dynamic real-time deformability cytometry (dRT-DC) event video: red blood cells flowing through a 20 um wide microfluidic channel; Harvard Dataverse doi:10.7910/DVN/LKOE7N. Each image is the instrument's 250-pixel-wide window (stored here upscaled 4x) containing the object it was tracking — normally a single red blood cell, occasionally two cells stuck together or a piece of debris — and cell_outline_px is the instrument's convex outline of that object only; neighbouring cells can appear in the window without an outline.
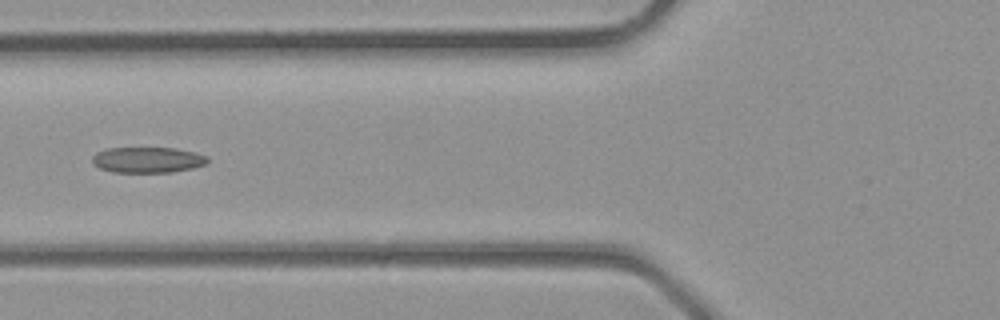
{"species": "common noctule bat (a hibernating species)", "species_latin": "Nyctalus noctula", "temperature_condition": "room temperature", "stored_images_in_passage": 5, "camera_frame_rate_fps": 3000, "um_per_image_px": 0.085, "animal": {"sex": "male", "body_mass_g": 23.1, "forearm_length_mm": 52.7}, "frame": {"image": 1, "passage_image": 5, "time_ms": 1.333, "image_size_px": [1000, 320], "cell_outline_px": [[208, 160], [204, 164], [192, 168], [172, 172], [112, 172], [100, 168], [92, 164], [92, 156], [96, 152], [104, 148], [176, 148], [196, 152], [208, 156]], "centroid_in_image_um": [12.52, 13.58], "position_along_channel_um": 113.3, "area_um2": 17.4}}